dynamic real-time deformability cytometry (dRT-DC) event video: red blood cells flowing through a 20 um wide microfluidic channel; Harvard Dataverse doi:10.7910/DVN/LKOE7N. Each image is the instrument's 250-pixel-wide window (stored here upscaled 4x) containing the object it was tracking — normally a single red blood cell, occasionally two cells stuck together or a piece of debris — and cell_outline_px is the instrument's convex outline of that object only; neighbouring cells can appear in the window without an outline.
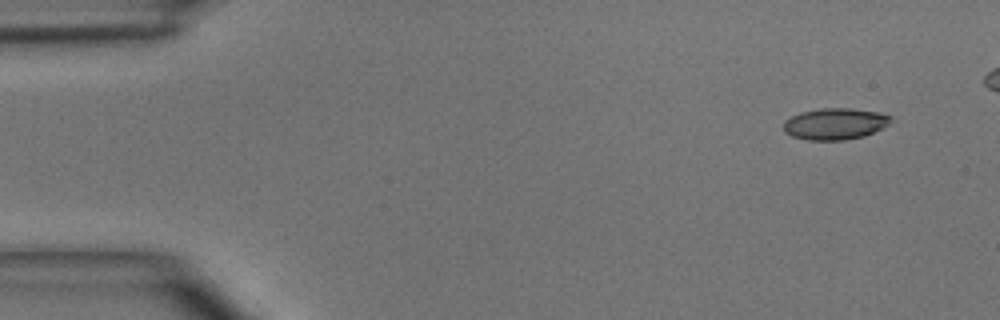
{"species": "common noctule bat (a hibernating species)", "species_latin": "Nyctalus noctula", "temperature_condition": "room temperature", "stored_images_in_passage": 4, "camera_frame_rate_fps": 3000, "um_per_image_px": 0.085, "animal": {"sex": "male", "body_mass_g": 15.6}, "frame": {"image": 1, "passage_image": 1, "time_ms": 0.0, "image_size_px": [1000, 320], "cell_outline_px": [[892, 116], [888, 124], [864, 136], [844, 140], [808, 140], [792, 136], [784, 132], [784, 120], [800, 112], [820, 108], [852, 108], [880, 112]], "centroid_in_image_um": [70.95, 10.51], "position_along_channel_um": 14.0, "area_um2": 19.65}}